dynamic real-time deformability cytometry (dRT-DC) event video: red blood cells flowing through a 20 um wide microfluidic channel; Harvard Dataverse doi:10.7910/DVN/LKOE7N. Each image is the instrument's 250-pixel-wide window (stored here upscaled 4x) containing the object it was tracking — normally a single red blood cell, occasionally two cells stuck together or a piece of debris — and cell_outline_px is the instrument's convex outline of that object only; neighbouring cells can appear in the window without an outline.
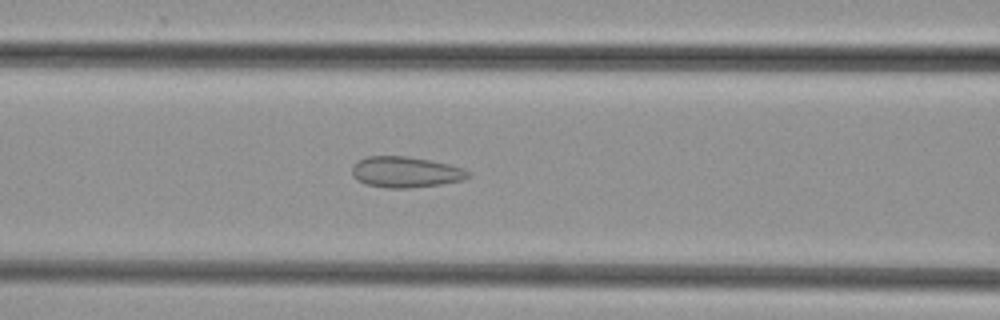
{"species": "common noctule bat (a hibernating species)", "species_latin": "Nyctalus noctula", "temperature_condition": "cold", "stored_images_in_passage": 34, "camera_frame_rate_fps": 3000, "um_per_image_px": 0.085, "animal": {"sex": "female", "body_mass_g": 29.2, "forearm_length_mm": 56.3}, "frame": {"image": 1, "passage_image": 5, "time_ms": 1.333, "image_size_px": [1000, 320], "cell_outline_px": [[472, 176], [464, 180], [440, 184], [408, 188], [384, 188], [364, 184], [356, 180], [352, 176], [352, 164], [356, 160], [368, 156], [404, 156], [428, 160], [448, 164], [464, 168], [472, 172]], "centroid_in_image_um": [34.46, 14.63], "position_along_channel_um": 132.1, "area_um2": 21.21}}
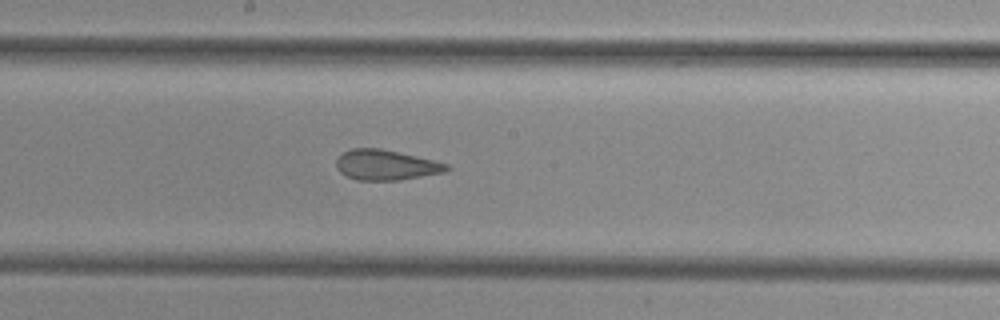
{"frame": {"image": 2, "passage_image": 11, "time_ms": 3.333, "image_size_px": [1000, 320], "cell_outline_px": [[452, 168], [444, 172], [400, 180], [356, 180], [340, 172], [336, 168], [336, 160], [344, 152], [352, 148], [380, 148], [432, 160], [448, 164]], "centroid_in_image_um": [32.79, 14.03], "position_along_channel_um": 215.4, "area_um2": 19.25}}
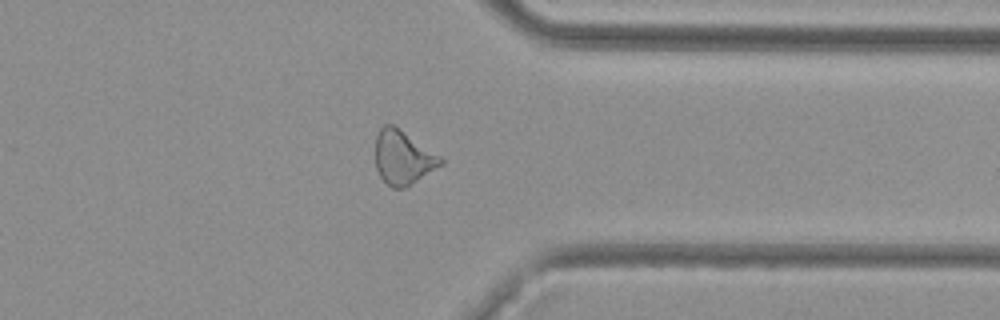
{"frame": {"image": 3, "passage_image": 23, "time_ms": 7.333, "image_size_px": [1000, 320], "cell_outline_px": [[444, 164], [404, 188], [392, 188], [380, 176], [376, 168], [376, 136], [380, 128], [384, 124], [392, 124], [440, 156], [444, 160]], "centroid_in_image_um": [34.25, 13.4], "position_along_channel_um": 377.2, "area_um2": 20.17}}